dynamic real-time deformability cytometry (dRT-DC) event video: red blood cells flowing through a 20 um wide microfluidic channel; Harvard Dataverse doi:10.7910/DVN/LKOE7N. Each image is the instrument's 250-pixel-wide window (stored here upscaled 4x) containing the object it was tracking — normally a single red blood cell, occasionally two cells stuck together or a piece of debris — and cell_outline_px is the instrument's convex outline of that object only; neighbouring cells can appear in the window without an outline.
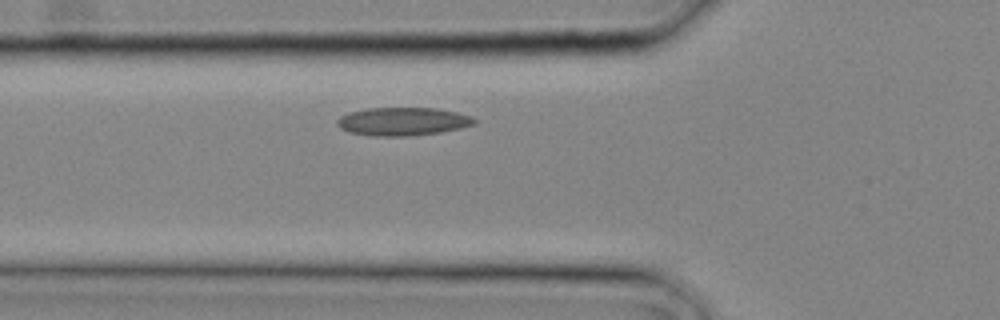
{"species": "common noctule bat (a hibernating species)", "species_latin": "Nyctalus noctula", "temperature_condition": "cold", "stored_images_in_passage": 2, "camera_frame_rate_fps": 3000, "um_per_image_px": 0.085, "animal": {"sex": "male", "body_mass_g": 20.4}, "frame": {"image": 1, "passage_image": 2, "time_ms": 0.333, "image_size_px": [1000, 320], "cell_outline_px": [[476, 124], [460, 128], [440, 132], [408, 136], [372, 136], [348, 132], [340, 128], [336, 124], [336, 120], [340, 116], [348, 112], [368, 108], [436, 108], [456, 112], [472, 116], [476, 120]], "centroid_in_image_um": [34.21, 10.32], "position_along_channel_um": 91.6, "area_um2": 22.66}}